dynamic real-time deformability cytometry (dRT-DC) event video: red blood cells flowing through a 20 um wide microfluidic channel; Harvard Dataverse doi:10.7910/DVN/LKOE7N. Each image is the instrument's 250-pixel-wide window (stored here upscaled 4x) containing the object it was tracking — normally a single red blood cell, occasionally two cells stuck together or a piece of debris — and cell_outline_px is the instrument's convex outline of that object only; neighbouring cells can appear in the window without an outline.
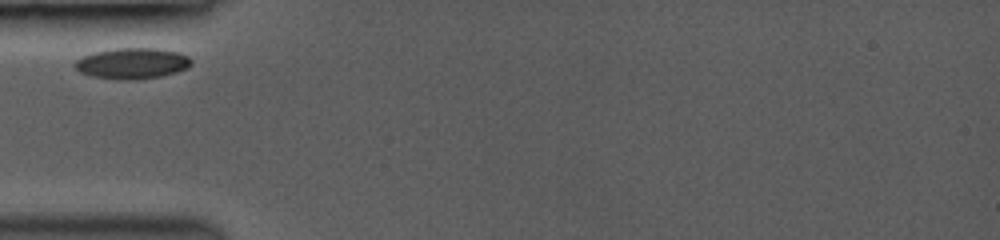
{"species": "common noctule bat (a hibernating species)", "species_latin": "Nyctalus noctula", "temperature_condition": "room temperature", "stored_images_in_passage": 3, "camera_frame_rate_fps": 3000, "um_per_image_px": 0.085, "animal": {"sex": "female", "body_mass_g": 19.0, "forearm_length_mm": 53.3}, "frame": {"image": 1, "passage_image": 1, "time_ms": 0.0, "image_size_px": [1000, 240], "cell_outline_px": [[192, 64], [188, 68], [176, 72], [160, 76], [136, 80], [116, 80], [92, 76], [80, 72], [72, 64], [76, 60], [84, 56], [96, 52], [116, 48], [156, 48], [180, 52], [188, 56], [192, 60]], "centroid_in_image_um": [11.26, 5.39], "position_along_channel_um": 73.7, "area_um2": 21.1}}
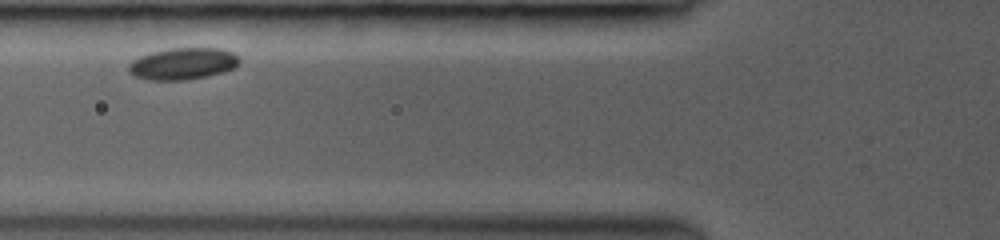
{"frame": {"image": 2, "passage_image": 2, "time_ms": 1.0, "image_size_px": [1000, 240], "cell_outline_px": [[240, 60], [236, 68], [224, 72], [208, 76], [188, 80], [148, 80], [136, 76], [128, 72], [128, 64], [132, 60], [140, 56], [152, 52], [172, 48], [220, 48], [232, 52]], "centroid_in_image_um": [15.55, 5.42], "position_along_channel_um": 110.3, "area_um2": 20.63}}